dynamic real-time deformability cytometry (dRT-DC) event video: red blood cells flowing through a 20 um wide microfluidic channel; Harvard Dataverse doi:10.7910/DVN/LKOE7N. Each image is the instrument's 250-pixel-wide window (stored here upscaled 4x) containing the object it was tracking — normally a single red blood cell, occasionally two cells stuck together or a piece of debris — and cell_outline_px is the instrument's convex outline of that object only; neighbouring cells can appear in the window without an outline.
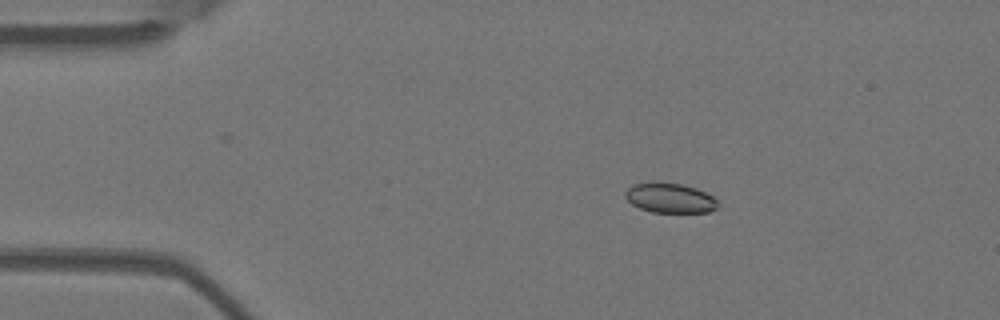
{"species": "Egyptian fruit bat (a non-hibernating species)", "species_latin": "Rousettus aegyptiacus", "temperature_condition": "warm", "stored_images_in_passage": 2, "camera_frame_rate_fps": 3000, "um_per_image_px": 0.085, "animal": {"sex": "female"}, "frame": {"image": 1, "passage_image": 1, "time_ms": 0.0, "image_size_px": [1000, 320], "cell_outline_px": [[720, 208], [708, 212], [652, 212], [640, 208], [632, 204], [624, 196], [624, 192], [632, 184], [680, 184], [696, 188], [712, 196], [720, 204]], "centroid_in_image_um": [56.99, 16.86], "position_along_channel_um": 28.0, "area_um2": 15.72}}